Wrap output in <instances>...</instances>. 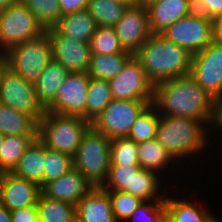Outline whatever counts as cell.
I'll use <instances>...</instances> for the list:
<instances>
[{"label": "cell", "instance_id": "cell-17", "mask_svg": "<svg viewBox=\"0 0 222 222\" xmlns=\"http://www.w3.org/2000/svg\"><path fill=\"white\" fill-rule=\"evenodd\" d=\"M94 185L77 169L73 168L59 178L46 182L41 193L51 199L76 205Z\"/></svg>", "mask_w": 222, "mask_h": 222}, {"label": "cell", "instance_id": "cell-48", "mask_svg": "<svg viewBox=\"0 0 222 222\" xmlns=\"http://www.w3.org/2000/svg\"><path fill=\"white\" fill-rule=\"evenodd\" d=\"M20 2V0H0V10Z\"/></svg>", "mask_w": 222, "mask_h": 222}, {"label": "cell", "instance_id": "cell-25", "mask_svg": "<svg viewBox=\"0 0 222 222\" xmlns=\"http://www.w3.org/2000/svg\"><path fill=\"white\" fill-rule=\"evenodd\" d=\"M167 184L169 185L167 186ZM171 184H173V182L169 183V181L159 173L141 169L139 173L134 176L133 196L142 201L161 202L165 200L168 193L166 191L172 188Z\"/></svg>", "mask_w": 222, "mask_h": 222}, {"label": "cell", "instance_id": "cell-9", "mask_svg": "<svg viewBox=\"0 0 222 222\" xmlns=\"http://www.w3.org/2000/svg\"><path fill=\"white\" fill-rule=\"evenodd\" d=\"M0 103L31 116L37 123L46 111L37 98L34 83L25 80L10 68L5 72L0 85Z\"/></svg>", "mask_w": 222, "mask_h": 222}, {"label": "cell", "instance_id": "cell-8", "mask_svg": "<svg viewBox=\"0 0 222 222\" xmlns=\"http://www.w3.org/2000/svg\"><path fill=\"white\" fill-rule=\"evenodd\" d=\"M153 101L113 99L91 122V126L109 139L127 137L137 117Z\"/></svg>", "mask_w": 222, "mask_h": 222}, {"label": "cell", "instance_id": "cell-20", "mask_svg": "<svg viewBox=\"0 0 222 222\" xmlns=\"http://www.w3.org/2000/svg\"><path fill=\"white\" fill-rule=\"evenodd\" d=\"M78 222H117L112 212L109 193L102 187H94L76 204Z\"/></svg>", "mask_w": 222, "mask_h": 222}, {"label": "cell", "instance_id": "cell-24", "mask_svg": "<svg viewBox=\"0 0 222 222\" xmlns=\"http://www.w3.org/2000/svg\"><path fill=\"white\" fill-rule=\"evenodd\" d=\"M68 73L69 71L59 62L52 60L34 82L37 98L45 109L55 100L58 90Z\"/></svg>", "mask_w": 222, "mask_h": 222}, {"label": "cell", "instance_id": "cell-45", "mask_svg": "<svg viewBox=\"0 0 222 222\" xmlns=\"http://www.w3.org/2000/svg\"><path fill=\"white\" fill-rule=\"evenodd\" d=\"M212 19L222 16V0H202Z\"/></svg>", "mask_w": 222, "mask_h": 222}, {"label": "cell", "instance_id": "cell-33", "mask_svg": "<svg viewBox=\"0 0 222 222\" xmlns=\"http://www.w3.org/2000/svg\"><path fill=\"white\" fill-rule=\"evenodd\" d=\"M141 169L140 165H110L102 188L106 191H125L133 195L134 176Z\"/></svg>", "mask_w": 222, "mask_h": 222}, {"label": "cell", "instance_id": "cell-21", "mask_svg": "<svg viewBox=\"0 0 222 222\" xmlns=\"http://www.w3.org/2000/svg\"><path fill=\"white\" fill-rule=\"evenodd\" d=\"M188 0H155L146 6L151 34H162L165 29L188 15Z\"/></svg>", "mask_w": 222, "mask_h": 222}, {"label": "cell", "instance_id": "cell-18", "mask_svg": "<svg viewBox=\"0 0 222 222\" xmlns=\"http://www.w3.org/2000/svg\"><path fill=\"white\" fill-rule=\"evenodd\" d=\"M170 191L169 194L165 197V208L166 211L170 214L173 218L174 222H217L220 218L217 217L215 214L212 213L211 208H207V203L204 206L202 203L203 201L200 200L198 202L197 196L198 193H193L187 191L189 193L188 198L185 193L182 194L181 198H175L179 195V189H173ZM176 190V191H174ZM171 192L172 196H171ZM174 192H178L177 195ZM190 193L192 195H190ZM175 195V196H173ZM184 196V198H183ZM194 200L192 197H194ZM173 197V198H172ZM192 199V200H191ZM197 200V201H196ZM202 201V202H201ZM201 202V203H200ZM204 206V207H203Z\"/></svg>", "mask_w": 222, "mask_h": 222}, {"label": "cell", "instance_id": "cell-16", "mask_svg": "<svg viewBox=\"0 0 222 222\" xmlns=\"http://www.w3.org/2000/svg\"><path fill=\"white\" fill-rule=\"evenodd\" d=\"M41 187L12 172L0 173V204L9 211L37 204Z\"/></svg>", "mask_w": 222, "mask_h": 222}, {"label": "cell", "instance_id": "cell-44", "mask_svg": "<svg viewBox=\"0 0 222 222\" xmlns=\"http://www.w3.org/2000/svg\"><path fill=\"white\" fill-rule=\"evenodd\" d=\"M212 42L222 46V16L212 20Z\"/></svg>", "mask_w": 222, "mask_h": 222}, {"label": "cell", "instance_id": "cell-27", "mask_svg": "<svg viewBox=\"0 0 222 222\" xmlns=\"http://www.w3.org/2000/svg\"><path fill=\"white\" fill-rule=\"evenodd\" d=\"M38 136H5L0 150V173L12 172L20 158Z\"/></svg>", "mask_w": 222, "mask_h": 222}, {"label": "cell", "instance_id": "cell-46", "mask_svg": "<svg viewBox=\"0 0 222 222\" xmlns=\"http://www.w3.org/2000/svg\"><path fill=\"white\" fill-rule=\"evenodd\" d=\"M9 68L8 58L5 52L0 51V85L2 83L5 72Z\"/></svg>", "mask_w": 222, "mask_h": 222}, {"label": "cell", "instance_id": "cell-43", "mask_svg": "<svg viewBox=\"0 0 222 222\" xmlns=\"http://www.w3.org/2000/svg\"><path fill=\"white\" fill-rule=\"evenodd\" d=\"M89 0H59L61 16L87 8Z\"/></svg>", "mask_w": 222, "mask_h": 222}, {"label": "cell", "instance_id": "cell-53", "mask_svg": "<svg viewBox=\"0 0 222 222\" xmlns=\"http://www.w3.org/2000/svg\"><path fill=\"white\" fill-rule=\"evenodd\" d=\"M33 222H44L39 216Z\"/></svg>", "mask_w": 222, "mask_h": 222}, {"label": "cell", "instance_id": "cell-47", "mask_svg": "<svg viewBox=\"0 0 222 222\" xmlns=\"http://www.w3.org/2000/svg\"><path fill=\"white\" fill-rule=\"evenodd\" d=\"M0 222H11V213L2 204H0Z\"/></svg>", "mask_w": 222, "mask_h": 222}, {"label": "cell", "instance_id": "cell-34", "mask_svg": "<svg viewBox=\"0 0 222 222\" xmlns=\"http://www.w3.org/2000/svg\"><path fill=\"white\" fill-rule=\"evenodd\" d=\"M33 13L46 31L54 28L61 19L59 0H20Z\"/></svg>", "mask_w": 222, "mask_h": 222}, {"label": "cell", "instance_id": "cell-7", "mask_svg": "<svg viewBox=\"0 0 222 222\" xmlns=\"http://www.w3.org/2000/svg\"><path fill=\"white\" fill-rule=\"evenodd\" d=\"M5 53L9 68L32 83L53 60L50 40L46 33L37 39L15 45Z\"/></svg>", "mask_w": 222, "mask_h": 222}, {"label": "cell", "instance_id": "cell-13", "mask_svg": "<svg viewBox=\"0 0 222 222\" xmlns=\"http://www.w3.org/2000/svg\"><path fill=\"white\" fill-rule=\"evenodd\" d=\"M212 34V21H204L186 15L168 26L161 35L193 55L205 49L212 42Z\"/></svg>", "mask_w": 222, "mask_h": 222}, {"label": "cell", "instance_id": "cell-51", "mask_svg": "<svg viewBox=\"0 0 222 222\" xmlns=\"http://www.w3.org/2000/svg\"><path fill=\"white\" fill-rule=\"evenodd\" d=\"M121 3H126L128 6L134 5V0H115Z\"/></svg>", "mask_w": 222, "mask_h": 222}, {"label": "cell", "instance_id": "cell-37", "mask_svg": "<svg viewBox=\"0 0 222 222\" xmlns=\"http://www.w3.org/2000/svg\"><path fill=\"white\" fill-rule=\"evenodd\" d=\"M73 157L45 146L44 184L73 169Z\"/></svg>", "mask_w": 222, "mask_h": 222}, {"label": "cell", "instance_id": "cell-29", "mask_svg": "<svg viewBox=\"0 0 222 222\" xmlns=\"http://www.w3.org/2000/svg\"><path fill=\"white\" fill-rule=\"evenodd\" d=\"M38 216L44 222H74L76 205L54 200L40 193L37 200Z\"/></svg>", "mask_w": 222, "mask_h": 222}, {"label": "cell", "instance_id": "cell-26", "mask_svg": "<svg viewBox=\"0 0 222 222\" xmlns=\"http://www.w3.org/2000/svg\"><path fill=\"white\" fill-rule=\"evenodd\" d=\"M0 132L4 136H38V123L31 116L0 103Z\"/></svg>", "mask_w": 222, "mask_h": 222}, {"label": "cell", "instance_id": "cell-14", "mask_svg": "<svg viewBox=\"0 0 222 222\" xmlns=\"http://www.w3.org/2000/svg\"><path fill=\"white\" fill-rule=\"evenodd\" d=\"M45 33L50 40L53 60L69 72L87 73L91 57L88 42L62 36L55 28L48 29Z\"/></svg>", "mask_w": 222, "mask_h": 222}, {"label": "cell", "instance_id": "cell-5", "mask_svg": "<svg viewBox=\"0 0 222 222\" xmlns=\"http://www.w3.org/2000/svg\"><path fill=\"white\" fill-rule=\"evenodd\" d=\"M110 144L111 139L90 126L73 156V167L79 170L94 187H102L108 177Z\"/></svg>", "mask_w": 222, "mask_h": 222}, {"label": "cell", "instance_id": "cell-11", "mask_svg": "<svg viewBox=\"0 0 222 222\" xmlns=\"http://www.w3.org/2000/svg\"><path fill=\"white\" fill-rule=\"evenodd\" d=\"M192 78L215 99L222 97V46L211 42L191 58Z\"/></svg>", "mask_w": 222, "mask_h": 222}, {"label": "cell", "instance_id": "cell-15", "mask_svg": "<svg viewBox=\"0 0 222 222\" xmlns=\"http://www.w3.org/2000/svg\"><path fill=\"white\" fill-rule=\"evenodd\" d=\"M114 30L125 51L134 55L151 35L144 6H128Z\"/></svg>", "mask_w": 222, "mask_h": 222}, {"label": "cell", "instance_id": "cell-42", "mask_svg": "<svg viewBox=\"0 0 222 222\" xmlns=\"http://www.w3.org/2000/svg\"><path fill=\"white\" fill-rule=\"evenodd\" d=\"M11 213V222H33L38 217L37 204L20 208Z\"/></svg>", "mask_w": 222, "mask_h": 222}, {"label": "cell", "instance_id": "cell-41", "mask_svg": "<svg viewBox=\"0 0 222 222\" xmlns=\"http://www.w3.org/2000/svg\"><path fill=\"white\" fill-rule=\"evenodd\" d=\"M188 15L204 21H212L208 8L202 0H188L187 1Z\"/></svg>", "mask_w": 222, "mask_h": 222}, {"label": "cell", "instance_id": "cell-6", "mask_svg": "<svg viewBox=\"0 0 222 222\" xmlns=\"http://www.w3.org/2000/svg\"><path fill=\"white\" fill-rule=\"evenodd\" d=\"M33 13L21 1L0 10V51L45 34Z\"/></svg>", "mask_w": 222, "mask_h": 222}, {"label": "cell", "instance_id": "cell-3", "mask_svg": "<svg viewBox=\"0 0 222 222\" xmlns=\"http://www.w3.org/2000/svg\"><path fill=\"white\" fill-rule=\"evenodd\" d=\"M134 56L153 85L190 73L192 55L161 34H151Z\"/></svg>", "mask_w": 222, "mask_h": 222}, {"label": "cell", "instance_id": "cell-1", "mask_svg": "<svg viewBox=\"0 0 222 222\" xmlns=\"http://www.w3.org/2000/svg\"><path fill=\"white\" fill-rule=\"evenodd\" d=\"M152 104L160 115L196 119L210 128L215 98L189 74L154 85Z\"/></svg>", "mask_w": 222, "mask_h": 222}, {"label": "cell", "instance_id": "cell-19", "mask_svg": "<svg viewBox=\"0 0 222 222\" xmlns=\"http://www.w3.org/2000/svg\"><path fill=\"white\" fill-rule=\"evenodd\" d=\"M138 162H139L140 167L143 170L159 173L164 178H167V181L170 178L171 180L174 179L175 181L173 180L174 184L172 186L173 187L179 186V185H175L177 184L175 182L177 181L179 182L181 180L175 179L173 175L176 174L177 176L176 178H178V175H180V173L177 174L176 172L177 171L181 172L179 171L181 170L180 169L181 165H177L179 163L171 156V154L156 139L138 144ZM177 167H178V170H177ZM171 173L173 174L172 176H171Z\"/></svg>", "mask_w": 222, "mask_h": 222}, {"label": "cell", "instance_id": "cell-12", "mask_svg": "<svg viewBox=\"0 0 222 222\" xmlns=\"http://www.w3.org/2000/svg\"><path fill=\"white\" fill-rule=\"evenodd\" d=\"M89 81L90 76L87 73L69 72L55 100L46 108V111L86 119Z\"/></svg>", "mask_w": 222, "mask_h": 222}, {"label": "cell", "instance_id": "cell-36", "mask_svg": "<svg viewBox=\"0 0 222 222\" xmlns=\"http://www.w3.org/2000/svg\"><path fill=\"white\" fill-rule=\"evenodd\" d=\"M110 165H139L138 144L127 137L111 139Z\"/></svg>", "mask_w": 222, "mask_h": 222}, {"label": "cell", "instance_id": "cell-39", "mask_svg": "<svg viewBox=\"0 0 222 222\" xmlns=\"http://www.w3.org/2000/svg\"><path fill=\"white\" fill-rule=\"evenodd\" d=\"M165 212V200L161 202L144 201L125 222H159Z\"/></svg>", "mask_w": 222, "mask_h": 222}, {"label": "cell", "instance_id": "cell-52", "mask_svg": "<svg viewBox=\"0 0 222 222\" xmlns=\"http://www.w3.org/2000/svg\"><path fill=\"white\" fill-rule=\"evenodd\" d=\"M4 138H5V136L0 132V150H1Z\"/></svg>", "mask_w": 222, "mask_h": 222}, {"label": "cell", "instance_id": "cell-31", "mask_svg": "<svg viewBox=\"0 0 222 222\" xmlns=\"http://www.w3.org/2000/svg\"><path fill=\"white\" fill-rule=\"evenodd\" d=\"M127 8L126 3L115 0H89L86 9L98 26L114 27Z\"/></svg>", "mask_w": 222, "mask_h": 222}, {"label": "cell", "instance_id": "cell-49", "mask_svg": "<svg viewBox=\"0 0 222 222\" xmlns=\"http://www.w3.org/2000/svg\"><path fill=\"white\" fill-rule=\"evenodd\" d=\"M154 1L155 0H134V5L146 7L147 5H149L150 3Z\"/></svg>", "mask_w": 222, "mask_h": 222}, {"label": "cell", "instance_id": "cell-35", "mask_svg": "<svg viewBox=\"0 0 222 222\" xmlns=\"http://www.w3.org/2000/svg\"><path fill=\"white\" fill-rule=\"evenodd\" d=\"M89 45L91 55H113L128 52L121 46L114 27L98 26Z\"/></svg>", "mask_w": 222, "mask_h": 222}, {"label": "cell", "instance_id": "cell-23", "mask_svg": "<svg viewBox=\"0 0 222 222\" xmlns=\"http://www.w3.org/2000/svg\"><path fill=\"white\" fill-rule=\"evenodd\" d=\"M98 25L87 9L64 15L54 27L62 36L90 42Z\"/></svg>", "mask_w": 222, "mask_h": 222}, {"label": "cell", "instance_id": "cell-30", "mask_svg": "<svg viewBox=\"0 0 222 222\" xmlns=\"http://www.w3.org/2000/svg\"><path fill=\"white\" fill-rule=\"evenodd\" d=\"M86 103V120L92 122L113 100L108 80L90 77Z\"/></svg>", "mask_w": 222, "mask_h": 222}, {"label": "cell", "instance_id": "cell-22", "mask_svg": "<svg viewBox=\"0 0 222 222\" xmlns=\"http://www.w3.org/2000/svg\"><path fill=\"white\" fill-rule=\"evenodd\" d=\"M44 161L45 145L37 137L20 158L12 173L42 187L44 185Z\"/></svg>", "mask_w": 222, "mask_h": 222}, {"label": "cell", "instance_id": "cell-40", "mask_svg": "<svg viewBox=\"0 0 222 222\" xmlns=\"http://www.w3.org/2000/svg\"><path fill=\"white\" fill-rule=\"evenodd\" d=\"M213 132L214 134H211ZM212 135H214V137L216 135V137L214 138L215 140L212 138ZM219 136L222 138V97L215 99L214 114L212 123L210 125V138L213 139V141L211 142L212 146H214L215 143L219 144V146L220 144H222V142L220 141L221 138ZM217 139H219L220 143H218L219 141H217Z\"/></svg>", "mask_w": 222, "mask_h": 222}, {"label": "cell", "instance_id": "cell-10", "mask_svg": "<svg viewBox=\"0 0 222 222\" xmlns=\"http://www.w3.org/2000/svg\"><path fill=\"white\" fill-rule=\"evenodd\" d=\"M108 82L113 99L153 101L154 85L134 55L127 60L122 70Z\"/></svg>", "mask_w": 222, "mask_h": 222}, {"label": "cell", "instance_id": "cell-38", "mask_svg": "<svg viewBox=\"0 0 222 222\" xmlns=\"http://www.w3.org/2000/svg\"><path fill=\"white\" fill-rule=\"evenodd\" d=\"M112 202V212L117 222L125 220L144 201L125 191H107Z\"/></svg>", "mask_w": 222, "mask_h": 222}, {"label": "cell", "instance_id": "cell-4", "mask_svg": "<svg viewBox=\"0 0 222 222\" xmlns=\"http://www.w3.org/2000/svg\"><path fill=\"white\" fill-rule=\"evenodd\" d=\"M91 122L80 116L60 115L45 111L38 123V138L44 145L72 157Z\"/></svg>", "mask_w": 222, "mask_h": 222}, {"label": "cell", "instance_id": "cell-32", "mask_svg": "<svg viewBox=\"0 0 222 222\" xmlns=\"http://www.w3.org/2000/svg\"><path fill=\"white\" fill-rule=\"evenodd\" d=\"M159 119L160 114L156 107L153 104L148 105L137 117L127 138L134 140L137 144L156 139Z\"/></svg>", "mask_w": 222, "mask_h": 222}, {"label": "cell", "instance_id": "cell-28", "mask_svg": "<svg viewBox=\"0 0 222 222\" xmlns=\"http://www.w3.org/2000/svg\"><path fill=\"white\" fill-rule=\"evenodd\" d=\"M131 56L130 52L91 55L87 74L93 78L110 80L122 70L123 65Z\"/></svg>", "mask_w": 222, "mask_h": 222}, {"label": "cell", "instance_id": "cell-2", "mask_svg": "<svg viewBox=\"0 0 222 222\" xmlns=\"http://www.w3.org/2000/svg\"><path fill=\"white\" fill-rule=\"evenodd\" d=\"M156 140L179 165L183 166L181 173L184 169L189 170L187 163L192 164L191 167H193L200 154L209 156L207 150L210 151L213 148L212 145L209 146L212 140L210 139V128L206 124L196 119L179 116L160 115ZM208 147L210 148L207 149ZM194 158H196L195 162ZM183 161L187 163L184 164Z\"/></svg>", "mask_w": 222, "mask_h": 222}, {"label": "cell", "instance_id": "cell-50", "mask_svg": "<svg viewBox=\"0 0 222 222\" xmlns=\"http://www.w3.org/2000/svg\"><path fill=\"white\" fill-rule=\"evenodd\" d=\"M159 222H174L173 218L166 211L159 219Z\"/></svg>", "mask_w": 222, "mask_h": 222}]
</instances>
